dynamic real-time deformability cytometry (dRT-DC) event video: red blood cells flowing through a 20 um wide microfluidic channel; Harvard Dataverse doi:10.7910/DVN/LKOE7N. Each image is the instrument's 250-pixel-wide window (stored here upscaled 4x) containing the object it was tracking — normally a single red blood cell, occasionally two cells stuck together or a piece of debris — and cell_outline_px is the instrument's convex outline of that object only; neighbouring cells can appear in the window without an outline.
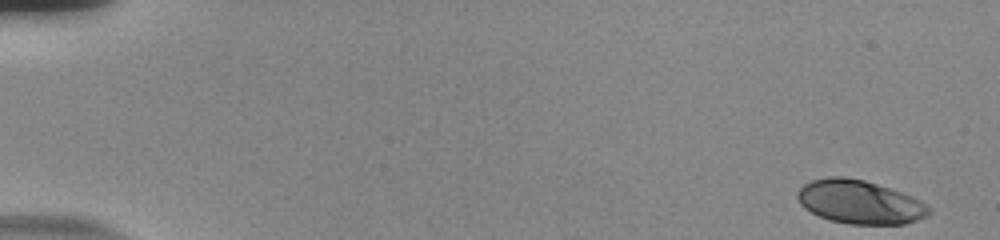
{"species": "human", "species_latin": "Homo sapiens", "temperature_condition": "room temperature", "stored_images_in_passage": 55, "camera_frame_rate_fps": 3000, "um_per_image_px": 0.085, "donor": {"sex": "male"}, "frame": {"image": 1, "passage_image": 1, "time_ms": 0.0, "image_size_px": [1000, 240], "cell_outline_px": [[932, 212], [928, 216], [904, 224], [848, 224], [828, 220], [804, 208], [800, 204], [796, 196], [796, 192], [804, 184], [812, 180], [828, 176], [844, 176], [864, 180], [912, 196], [920, 200]], "centroid_in_image_um": [73.04, 17.17], "position_along_channel_um": 12.0, "area_um2": 33.35}}
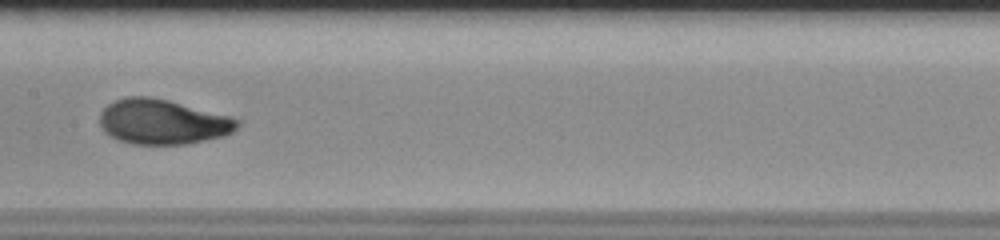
{"frame": {"image": 2, "passage_image": 29, "time_ms": 9.333, "image_size_px": [1000, 240], "cell_outline_px": [[240, 124], [232, 132], [224, 136], [188, 144], [132, 144], [116, 140], [108, 136], [104, 132], [100, 124], [100, 112], [108, 104], [124, 96], [148, 96], [168, 100], [228, 116], [240, 120]], "centroid_in_image_um": [13.78, 10.36], "position_along_channel_um": 193.6, "area_um2": 36.13}}
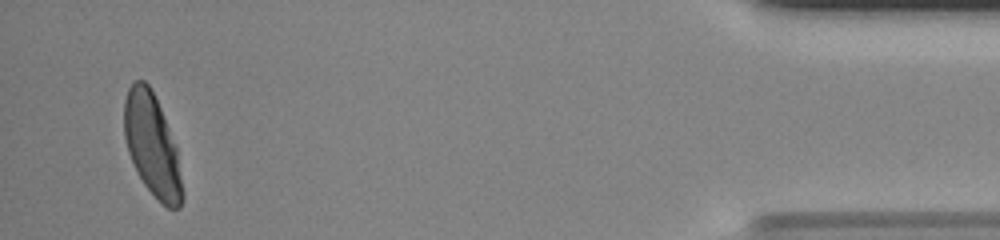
{"frame": {"image": 3, "passage_image": 53, "time_ms": 17.333, "image_size_px": [1000, 240], "cell_outline_px": [[184, 196], [180, 208], [168, 208], [144, 184], [128, 152], [124, 136], [124, 100], [128, 88], [136, 80], [144, 80], [148, 84], [160, 108], [176, 148], [184, 192]], "centroid_in_image_um": [12.92, 12.34], "position_along_channel_um": 422.3, "area_um2": 33.93}, "authors_computed_cell_mechanics": {"area_um2": 34.5644, "velocity_mm_per_s": 3.7131, "shape_relaxation_time_tau1_ms": 4.0458, "shape_relaxation_time_tau2_ms": null, "deformation_change_tau1": 0.1967, "deformation_change_tau2": null}}